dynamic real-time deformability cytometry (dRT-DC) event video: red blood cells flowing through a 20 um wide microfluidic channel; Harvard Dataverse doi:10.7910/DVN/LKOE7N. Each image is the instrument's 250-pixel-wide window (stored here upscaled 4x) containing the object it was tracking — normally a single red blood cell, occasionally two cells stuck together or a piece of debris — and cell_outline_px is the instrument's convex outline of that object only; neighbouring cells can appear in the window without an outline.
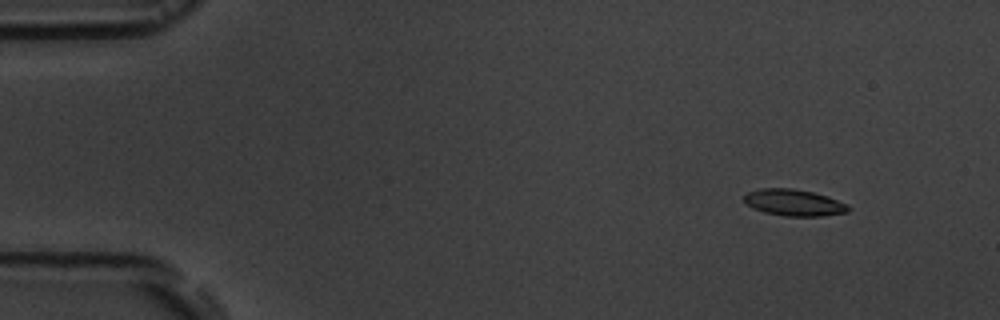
{"species": "common noctule bat (a hibernating species)", "species_latin": "Nyctalus noctula", "temperature_condition": "room temperature", "stored_images_in_passage": 5, "camera_frame_rate_fps": 3000, "um_per_image_px": 0.085, "animal": {"sex": "male", "body_mass_g": 19.5, "forearm_length_mm": 54.6}, "frame": {"image": 1, "passage_image": 2, "time_ms": 1.0, "image_size_px": [1000, 320], "cell_outline_px": [[852, 208], [848, 212], [820, 216], [784, 216], [764, 212], [752, 208], [744, 204], [744, 196], [748, 192], [764, 188], [792, 188], [812, 192], [828, 196], [848, 204]], "centroid_in_image_um": [67.49, 17.23], "position_along_channel_um": 17.5, "area_um2": 16.24}}
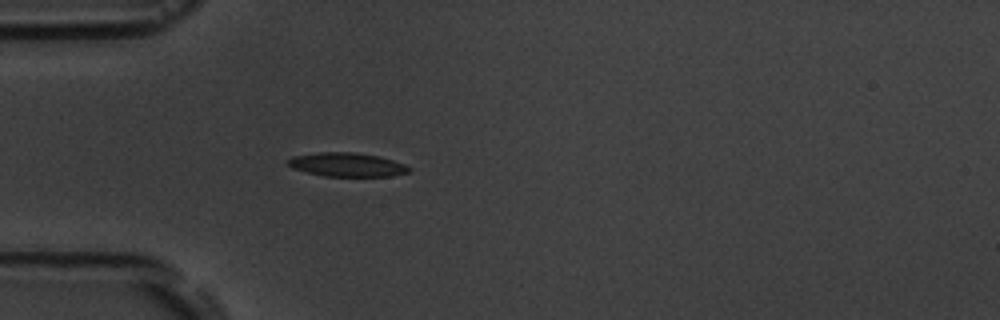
{"frame": {"image": 2, "passage_image": 5, "time_ms": 4.667, "image_size_px": [1000, 320], "cell_outline_px": [[412, 168], [408, 172], [392, 176], [324, 176], [292, 168], [284, 164], [284, 160], [292, 156], [316, 152], [356, 152], [380, 156], [404, 164]], "centroid_in_image_um": [29.43, 13.98], "position_along_channel_um": 55.6, "area_um2": 17.05}}